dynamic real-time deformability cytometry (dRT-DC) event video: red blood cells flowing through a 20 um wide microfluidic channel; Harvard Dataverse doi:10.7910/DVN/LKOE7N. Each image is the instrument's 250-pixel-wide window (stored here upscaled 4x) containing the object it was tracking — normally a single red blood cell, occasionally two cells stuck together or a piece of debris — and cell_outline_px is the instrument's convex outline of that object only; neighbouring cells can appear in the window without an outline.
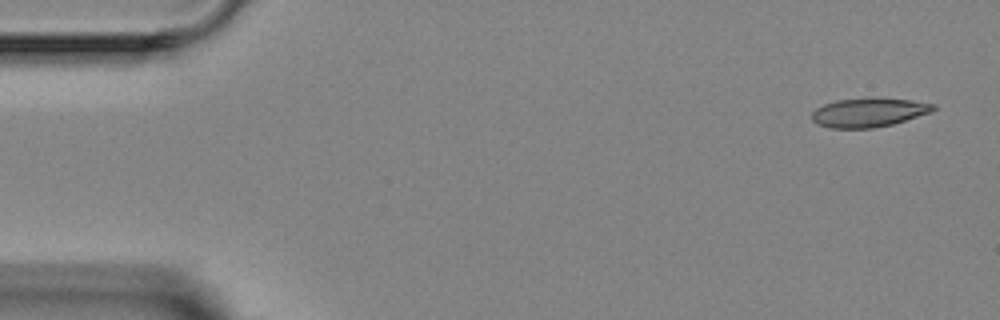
{"species": "Egyptian fruit bat (a non-hibernating species)", "species_latin": "Rousettus aegyptiacus", "temperature_condition": "room temperature", "stored_images_in_passage": 5, "segment_of_instrument_passage": [1, 2], "camera_frame_rate_fps": 3000, "um_per_image_px": 0.085, "animal": {"sex": "female"}, "frame": {"image": 1, "passage_image": 1, "time_ms": 0.0, "image_size_px": [1000, 320], "cell_outline_px": [[936, 108], [932, 112], [892, 124], [872, 128], [832, 128], [816, 124], [812, 120], [812, 112], [816, 108], [824, 104], [836, 100], [872, 96], [876, 96], [912, 100], [936, 104]], "centroid_in_image_um": [73.85, 9.53], "position_along_channel_um": 11.1, "area_um2": 20.98}}
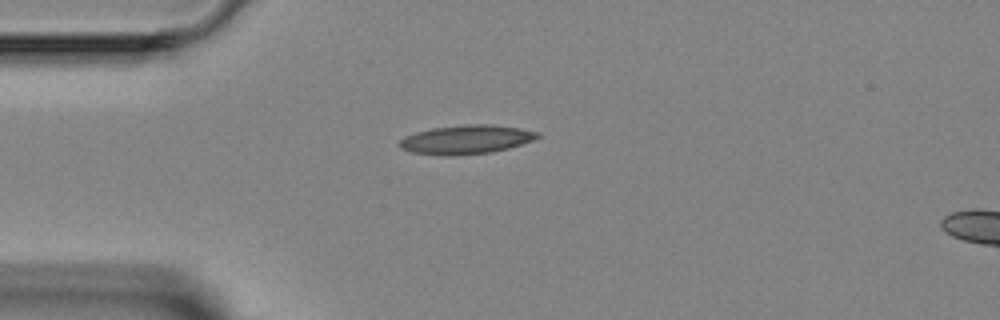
{"frame": {"image": 2, "passage_image": 4, "time_ms": 3.333, "image_size_px": [1000, 320], "cell_outline_px": [[540, 136], [532, 140], [508, 148], [492, 152], [456, 156], [440, 156], [412, 152], [400, 148], [396, 144], [404, 136], [416, 132], [432, 128], [468, 124], [492, 124], [540, 132]], "centroid_in_image_um": [39.56, 11.87], "position_along_channel_um": 45.4, "area_um2": 23.35}}